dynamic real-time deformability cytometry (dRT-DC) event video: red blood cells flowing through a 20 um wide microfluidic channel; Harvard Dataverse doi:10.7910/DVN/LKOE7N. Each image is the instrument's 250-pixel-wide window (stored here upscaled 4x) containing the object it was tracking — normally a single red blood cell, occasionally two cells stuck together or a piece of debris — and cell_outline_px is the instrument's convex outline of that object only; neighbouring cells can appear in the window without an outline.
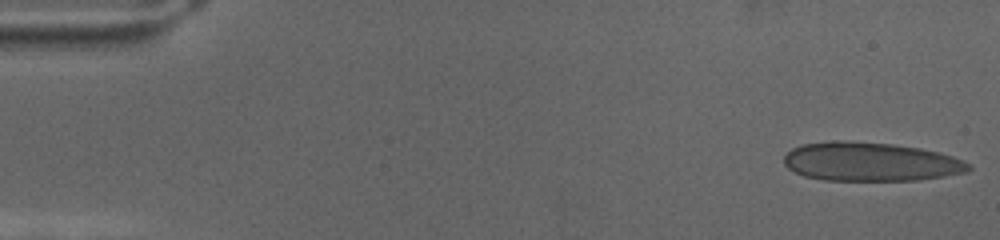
{"species": "human", "species_latin": "Homo sapiens", "temperature_condition": "cold", "stored_images_in_passage": 69, "camera_frame_rate_fps": 3000, "um_per_image_px": 0.085, "donor": {"sex": "female"}, "frame": {"image": 1, "passage_image": 1, "time_ms": 0.0, "image_size_px": [1000, 240], "cell_outline_px": [[972, 168], [968, 172], [944, 176], [916, 180], [824, 180], [804, 176], [788, 168], [784, 164], [784, 156], [792, 148], [800, 144], [836, 140], [844, 140], [892, 144], [920, 148], [952, 156], [964, 160], [972, 164]], "centroid_in_image_um": [74.0, 13.74], "position_along_channel_um": 11.0, "area_um2": 41.91}}
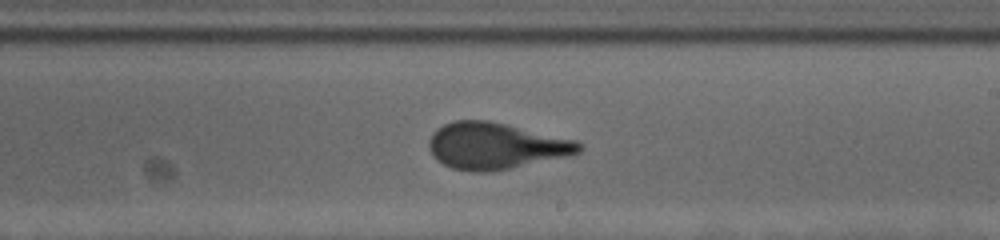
{"frame": {"image": 2, "passage_image": 40, "time_ms": 13.0, "image_size_px": [1000, 240], "cell_outline_px": [[584, 148], [580, 152], [568, 156], [492, 172], [472, 172], [452, 168], [436, 160], [432, 156], [428, 148], [428, 140], [432, 132], [436, 128], [444, 124], [456, 120], [488, 120], [576, 140], [584, 144]], "centroid_in_image_um": [42.11, 12.41], "position_along_channel_um": 246.9, "area_um2": 40.92}}
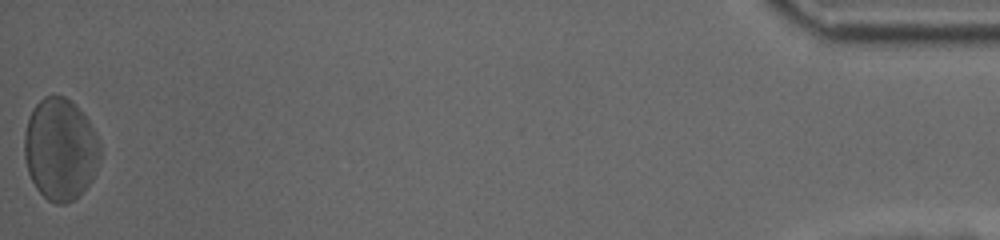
{"frame": {"image": 3, "passage_image": 69, "time_ms": 22.667, "image_size_px": [1000, 240], "cell_outline_px": [[100, 160], [92, 180], [68, 204], [56, 204], [48, 200], [36, 188], [28, 172], [24, 156], [24, 132], [28, 116], [32, 108], [44, 96], [64, 96], [88, 120], [96, 132], [100, 144]], "centroid_in_image_um": [5.11, 12.69], "position_along_channel_um": 430.1, "area_um2": 44.91}}